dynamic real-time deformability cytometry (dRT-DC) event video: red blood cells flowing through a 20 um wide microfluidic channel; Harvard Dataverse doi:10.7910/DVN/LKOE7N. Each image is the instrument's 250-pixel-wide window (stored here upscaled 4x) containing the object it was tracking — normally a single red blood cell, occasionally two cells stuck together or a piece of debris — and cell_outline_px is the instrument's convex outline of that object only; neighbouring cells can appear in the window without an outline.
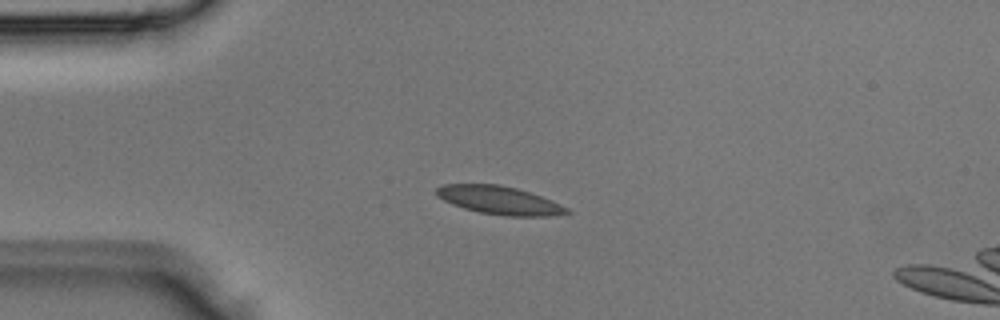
{"species": "Egyptian fruit bat (a non-hibernating species)", "species_latin": "Rousettus aegyptiacus", "temperature_condition": "room temperature", "stored_images_in_passage": 2, "camera_frame_rate_fps": 3000, "um_per_image_px": 0.085, "animal": {"sex": "male"}, "frame": {"image": 1, "passage_image": 1, "time_ms": 0.0, "image_size_px": [1000, 320], "cell_outline_px": [[572, 212], [548, 216], [504, 216], [480, 212], [464, 208], [452, 204], [436, 196], [436, 188], [444, 184], [496, 184], [516, 188], [552, 200], [568, 208]], "centroid_in_image_um": [42.43, 17.02], "position_along_channel_um": 42.6, "area_um2": 21.27}}